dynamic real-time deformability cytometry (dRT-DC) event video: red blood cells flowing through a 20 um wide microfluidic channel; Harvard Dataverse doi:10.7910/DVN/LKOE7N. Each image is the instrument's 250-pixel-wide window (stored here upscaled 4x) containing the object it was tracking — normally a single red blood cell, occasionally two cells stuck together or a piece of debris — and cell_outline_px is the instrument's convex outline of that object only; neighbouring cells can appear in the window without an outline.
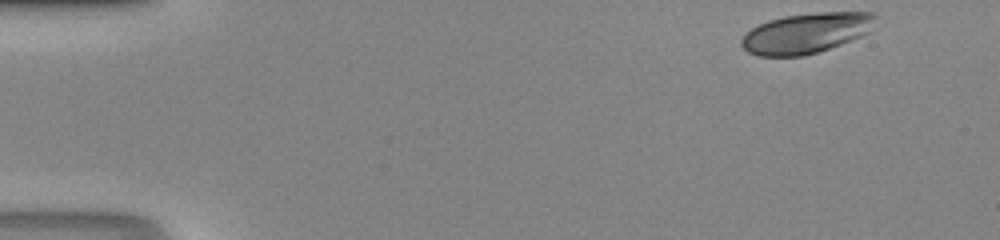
{"species": "human", "species_latin": "Homo sapiens", "temperature_condition": "room temperature", "stored_images_in_passage": 45, "camera_frame_rate_fps": 3000, "um_per_image_px": 0.085, "donor": {"sex": "male"}, "frame": {"image": 1, "passage_image": 1, "time_ms": 0.0, "image_size_px": [1000, 240], "cell_outline_px": [[880, 16], [868, 32], [860, 36], [840, 44], [804, 56], [760, 56], [748, 52], [740, 44], [740, 40], [752, 28], [768, 20], [784, 16], [816, 12], [872, 12]], "centroid_in_image_um": [68.55, 2.8], "position_along_channel_um": 16.5, "area_um2": 31.39}}
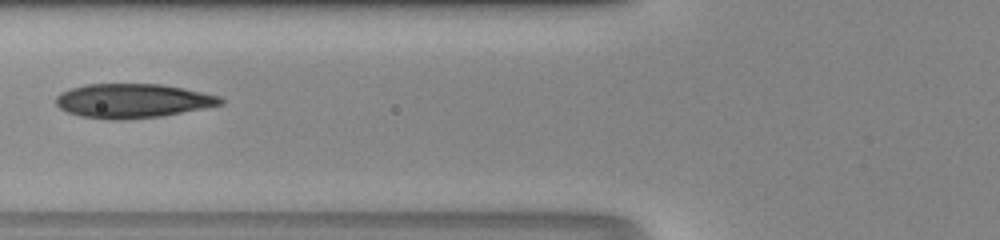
{"frame": {"image": 2, "passage_image": 17, "time_ms": 5.333, "image_size_px": [1000, 240], "cell_outline_px": [[224, 104], [164, 116], [124, 120], [108, 120], [80, 116], [68, 112], [60, 108], [56, 104], [56, 96], [60, 92], [72, 88], [88, 84], [160, 84], [184, 88], [220, 96], [224, 100]], "centroid_in_image_um": [11.29, 8.58], "position_along_channel_um": 114.5, "area_um2": 33.0}}
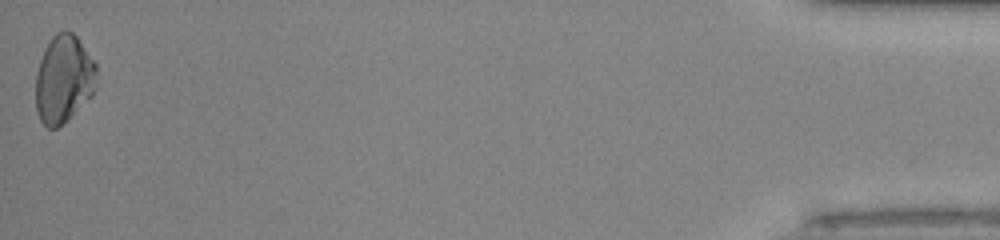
{"frame": {"image": 3, "passage_image": 45, "time_ms": 14.667, "image_size_px": [1000, 240], "cell_outline_px": [[96, 88], [92, 96], [64, 124], [56, 128], [48, 128], [40, 120], [36, 112], [36, 72], [44, 48], [52, 36], [56, 32], [64, 28], [72, 32], [76, 36], [96, 64]], "centroid_in_image_um": [5.41, 6.72], "position_along_channel_um": 429.8, "area_um2": 31.56}}